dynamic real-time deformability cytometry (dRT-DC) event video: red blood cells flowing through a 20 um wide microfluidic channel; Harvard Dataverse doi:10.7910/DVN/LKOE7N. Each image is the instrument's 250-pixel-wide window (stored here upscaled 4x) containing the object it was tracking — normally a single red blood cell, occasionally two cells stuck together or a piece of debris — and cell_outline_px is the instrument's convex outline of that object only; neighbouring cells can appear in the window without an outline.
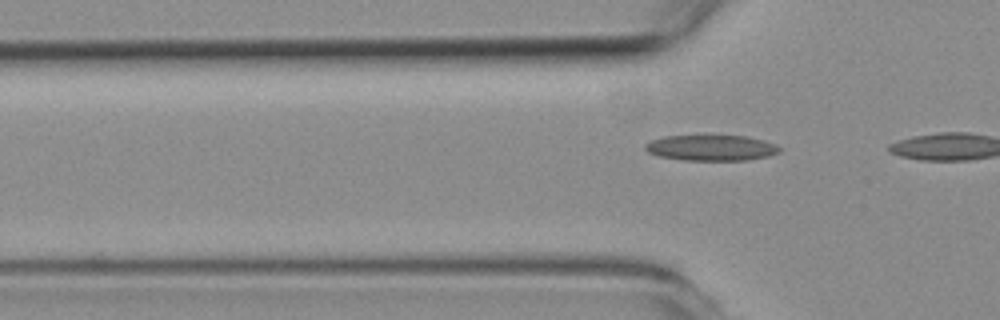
{"species": "common noctule bat (a hibernating species)", "species_latin": "Nyctalus noctula", "temperature_condition": "room temperature", "stored_images_in_passage": 5, "camera_frame_rate_fps": 3000, "um_per_image_px": 0.085, "animal": {"sex": "female", "body_mass_g": 19.3, "forearm_length_mm": 54.1}, "frame": {"image": 1, "passage_image": 3, "time_ms": 3.0, "image_size_px": [1000, 320], "cell_outline_px": [[780, 152], [768, 156], [748, 160], [684, 160], [660, 156], [648, 152], [644, 148], [644, 144], [652, 140], [664, 136], [744, 136], [764, 140], [776, 144], [780, 148]], "centroid_in_image_um": [60.47, 12.57], "position_along_channel_um": 65.3, "area_um2": 20.0}}
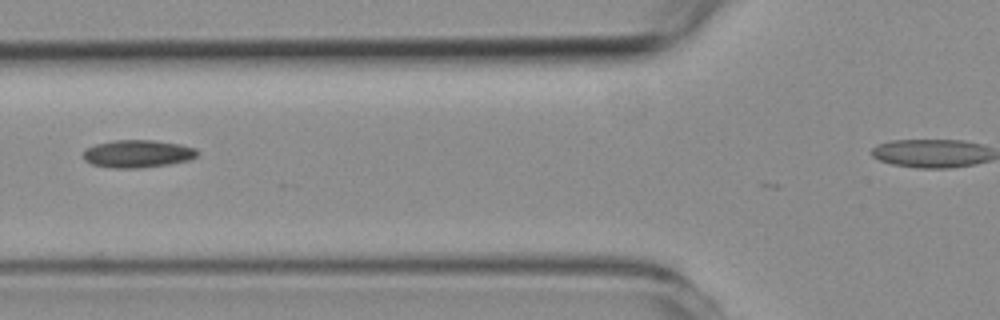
{"frame": {"image": 2, "passage_image": 5, "time_ms": 5.333, "image_size_px": [1000, 320], "cell_outline_px": [[196, 156], [188, 160], [168, 164], [140, 168], [112, 168], [92, 164], [84, 160], [84, 148], [96, 144], [116, 140], [152, 140], [180, 144], [196, 148]], "centroid_in_image_um": [11.66, 13.07], "position_along_channel_um": 114.1, "area_um2": 18.26}}